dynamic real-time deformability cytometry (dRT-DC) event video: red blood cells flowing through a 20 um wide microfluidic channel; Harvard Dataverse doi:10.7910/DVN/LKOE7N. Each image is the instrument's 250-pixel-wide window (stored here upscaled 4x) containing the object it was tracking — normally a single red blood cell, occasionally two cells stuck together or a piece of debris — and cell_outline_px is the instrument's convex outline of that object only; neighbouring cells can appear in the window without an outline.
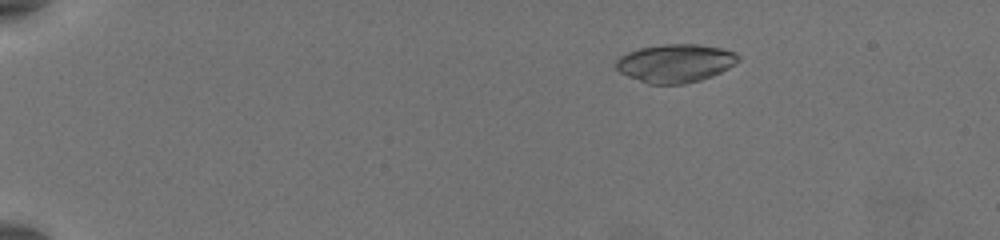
{"species": "common noctule bat (a hibernating species)", "species_latin": "Nyctalus noctula", "temperature_condition": "warm", "stored_images_in_passage": 58, "camera_frame_rate_fps": 3000, "um_per_image_px": 0.085, "animal": {"sex": "female", "body_mass_g": 19.5, "forearm_length_mm": 54.1}, "frame": {"image": 1, "passage_image": 12, "time_ms": 3.667, "image_size_px": [1000, 240], "cell_outline_px": [[740, 60], [728, 68], [712, 76], [700, 80], [684, 84], [648, 84], [628, 76], [620, 72], [616, 68], [616, 60], [620, 56], [628, 52], [640, 48], [660, 44], [700, 44], [720, 48], [736, 52], [740, 56]], "centroid_in_image_um": [57.41, 5.37], "position_along_channel_um": 27.6, "area_um2": 27.34}}
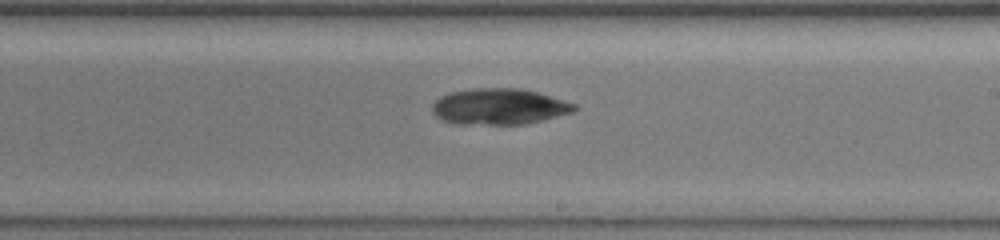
{"frame": {"image": 2, "passage_image": 38, "time_ms": 12.333, "image_size_px": [1000, 240], "cell_outline_px": [[576, 108], [572, 112], [524, 124], [456, 124], [440, 120], [432, 112], [432, 104], [440, 96], [448, 92], [472, 88], [520, 88], [536, 92], [564, 100], [576, 104]], "centroid_in_image_um": [42.35, 9.05], "position_along_channel_um": 246.6, "area_um2": 29.82}}
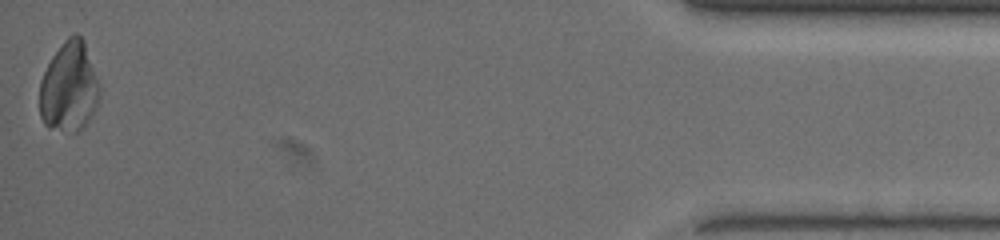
{"frame": {"image": 3, "passage_image": 58, "time_ms": 19.0, "image_size_px": [1000, 240], "cell_outline_px": [[100, 96], [96, 108], [88, 120], [76, 132], [72, 132], [48, 128], [44, 124], [40, 116], [40, 80], [52, 56], [64, 40], [68, 36], [76, 32], [84, 40], [100, 88]], "centroid_in_image_um": [5.86, 7.4], "position_along_channel_um": 429.3, "area_um2": 31.33}, "authors_computed_cell_mechanics": {"area_um2": 28.8133, "velocity_mm_per_s": 3.863, "shape_relaxation_time_tau1_ms": 4.1026, "shape_relaxation_time_tau2_ms": null, "deformation_change_tau1": 0.1202, "deformation_change_tau2": null}}